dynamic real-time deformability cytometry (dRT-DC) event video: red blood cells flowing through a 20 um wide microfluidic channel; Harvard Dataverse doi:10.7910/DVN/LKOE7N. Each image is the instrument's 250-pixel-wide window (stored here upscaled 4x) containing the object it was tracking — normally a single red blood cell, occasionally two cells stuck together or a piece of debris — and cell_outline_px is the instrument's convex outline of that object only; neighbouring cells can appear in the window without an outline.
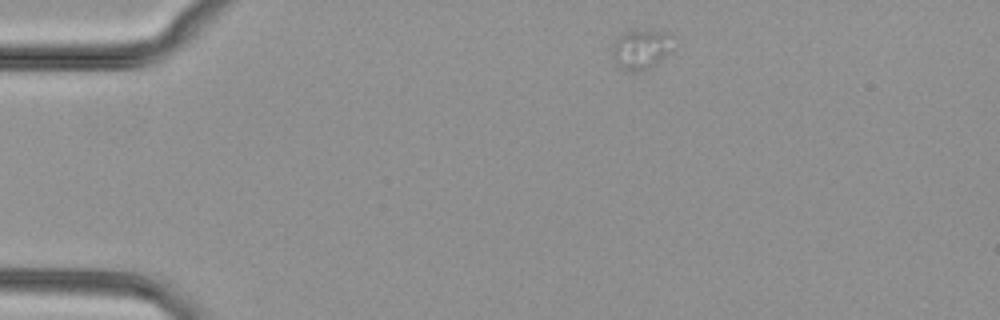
{"species": "common noctule bat (a hibernating species)", "species_latin": "Nyctalus noctula", "temperature_condition": "cold", "stored_images_in_passage": 45, "camera_frame_rate_fps": 3000, "um_per_image_px": 0.085, "animal": {"sex": "female", "body_mass_g": 29.2, "forearm_length_mm": 56.3}, "frame": {"image": 1, "passage_image": 1, "time_ms": 0.0, "image_size_px": [1000, 320], "cell_outline_px": [[676, 48], [656, 64], [644, 72], [628, 72], [620, 68], [616, 64], [612, 56], [612, 48], [616, 40], [624, 32], [668, 32], [676, 36]], "centroid_in_image_um": [54.58, 4.24], "position_along_channel_um": 30.4, "area_um2": 14.51}}
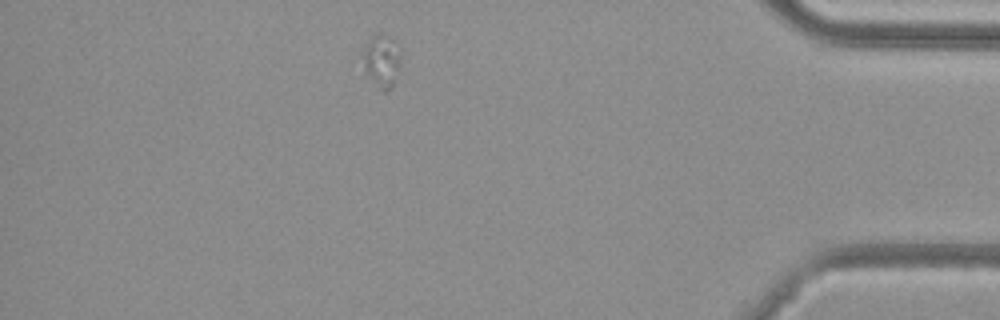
{"frame": {"image": 2, "passage_image": 38, "time_ms": 12.333, "image_size_px": [1000, 320], "cell_outline_px": [[400, 64], [392, 88], [388, 92], [384, 92], [368, 76], [364, 68], [364, 52], [368, 44], [380, 32], [392, 40], [400, 52]], "centroid_in_image_um": [32.48, 5.24], "position_along_channel_um": 402.7, "area_um2": 10.98}}